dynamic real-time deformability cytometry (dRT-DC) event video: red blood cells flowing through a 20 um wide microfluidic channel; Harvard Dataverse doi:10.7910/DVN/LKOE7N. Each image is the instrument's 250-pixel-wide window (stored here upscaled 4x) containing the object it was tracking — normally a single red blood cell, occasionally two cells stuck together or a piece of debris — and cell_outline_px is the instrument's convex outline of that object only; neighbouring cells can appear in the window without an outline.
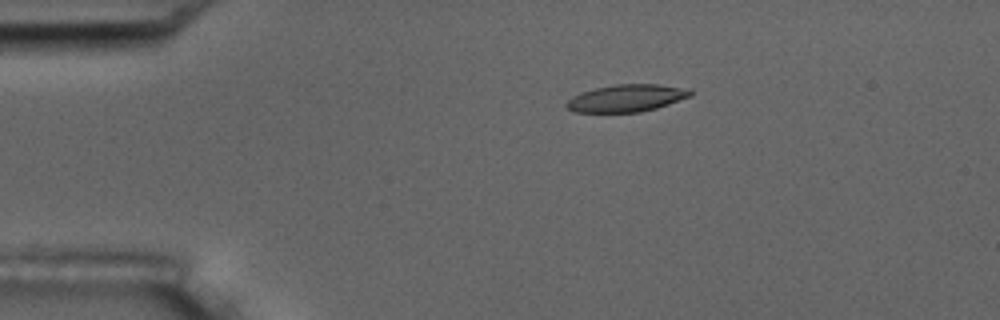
{"species": "common noctule bat (a hibernating species)", "species_latin": "Nyctalus noctula", "temperature_condition": "room temperature", "stored_images_in_passage": 9, "camera_frame_rate_fps": 3000, "um_per_image_px": 0.085, "animal": {"sex": "male", "body_mass_g": 17.5, "forearm_length_mm": 52.3}, "frame": {"image": 1, "passage_image": 1, "time_ms": 0.0, "image_size_px": [1000, 320], "cell_outline_px": [[692, 96], [656, 108], [640, 112], [576, 112], [564, 108], [564, 104], [572, 96], [580, 92], [596, 88], [616, 84], [660, 84], [692, 88]], "centroid_in_image_um": [53.27, 8.33], "position_along_channel_um": 31.7, "area_um2": 19.94}}
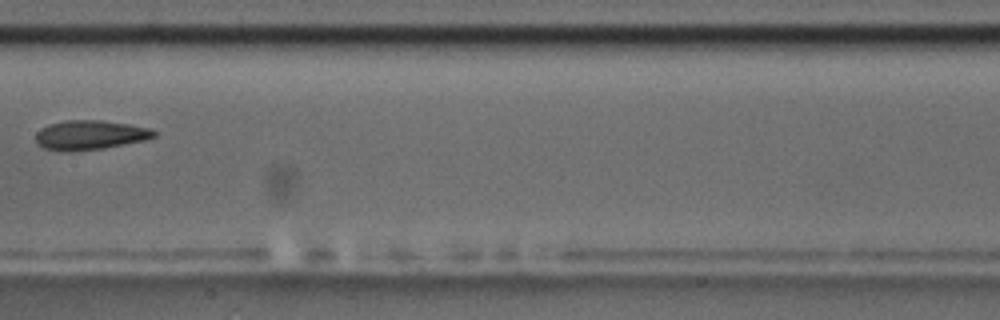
{"frame": {"image": 2, "passage_image": 6, "time_ms": 6.0, "image_size_px": [1000, 320], "cell_outline_px": [[156, 136], [148, 140], [104, 148], [72, 152], [64, 152], [44, 148], [36, 144], [36, 132], [40, 128], [48, 124], [64, 120], [100, 120], [128, 124], [152, 128], [156, 132]], "centroid_in_image_um": [7.64, 11.48], "position_along_channel_um": 199.8, "area_um2": 20.69}}
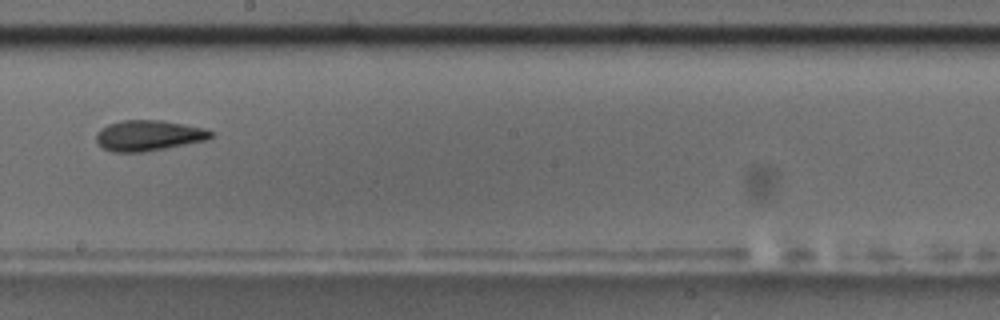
{"frame": {"image": 3, "passage_image": 7, "time_ms": 7.0, "image_size_px": [1000, 320], "cell_outline_px": [[212, 136], [208, 140], [144, 152], [112, 152], [104, 148], [96, 140], [96, 132], [100, 128], [108, 124], [120, 120], [160, 120], [184, 124], [204, 128], [212, 132]], "centroid_in_image_um": [12.61, 11.51], "position_along_channel_um": 235.6, "area_um2": 20.46}}